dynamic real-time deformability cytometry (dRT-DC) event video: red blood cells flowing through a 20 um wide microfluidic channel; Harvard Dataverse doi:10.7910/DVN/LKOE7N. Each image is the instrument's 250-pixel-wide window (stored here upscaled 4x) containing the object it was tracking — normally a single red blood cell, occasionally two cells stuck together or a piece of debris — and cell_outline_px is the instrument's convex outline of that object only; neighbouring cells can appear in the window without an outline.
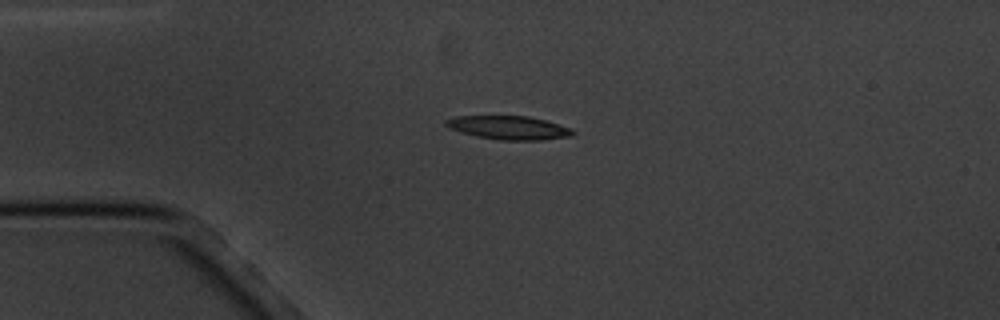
{"species": "common noctule bat (a hibernating species)", "species_latin": "Nyctalus noctula", "temperature_condition": "cold", "stored_images_in_passage": 3, "camera_frame_rate_fps": 3000, "um_per_image_px": 0.085, "animal": {"sex": "male", "body_mass_g": 20.1, "forearm_length_mm": 53.5}, "frame": {"image": 1, "passage_image": 2, "time_ms": 2.0, "image_size_px": [1000, 320], "cell_outline_px": [[576, 132], [572, 136], [540, 140], [500, 140], [476, 136], [460, 132], [448, 128], [444, 124], [444, 120], [456, 116], [528, 116], [544, 120], [572, 128]], "centroid_in_image_um": [43.23, 10.85], "position_along_channel_um": 41.8, "area_um2": 17.51}}